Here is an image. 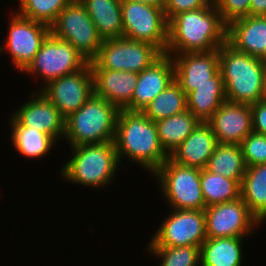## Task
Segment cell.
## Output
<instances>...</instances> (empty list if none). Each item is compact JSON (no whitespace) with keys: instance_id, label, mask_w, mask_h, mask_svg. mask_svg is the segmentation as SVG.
<instances>
[{"instance_id":"obj_15","label":"cell","mask_w":266,"mask_h":266,"mask_svg":"<svg viewBox=\"0 0 266 266\" xmlns=\"http://www.w3.org/2000/svg\"><path fill=\"white\" fill-rule=\"evenodd\" d=\"M175 81L187 95L195 86L224 84L219 70V49L208 52H188L171 56Z\"/></svg>"},{"instance_id":"obj_19","label":"cell","mask_w":266,"mask_h":266,"mask_svg":"<svg viewBox=\"0 0 266 266\" xmlns=\"http://www.w3.org/2000/svg\"><path fill=\"white\" fill-rule=\"evenodd\" d=\"M218 142L206 122H200L192 133L172 152L169 159L177 164L205 169Z\"/></svg>"},{"instance_id":"obj_31","label":"cell","mask_w":266,"mask_h":266,"mask_svg":"<svg viewBox=\"0 0 266 266\" xmlns=\"http://www.w3.org/2000/svg\"><path fill=\"white\" fill-rule=\"evenodd\" d=\"M18 15L51 26L73 0H18Z\"/></svg>"},{"instance_id":"obj_10","label":"cell","mask_w":266,"mask_h":266,"mask_svg":"<svg viewBox=\"0 0 266 266\" xmlns=\"http://www.w3.org/2000/svg\"><path fill=\"white\" fill-rule=\"evenodd\" d=\"M88 63L69 42L49 33L23 73L43 78L45 86L51 80L80 71Z\"/></svg>"},{"instance_id":"obj_9","label":"cell","mask_w":266,"mask_h":266,"mask_svg":"<svg viewBox=\"0 0 266 266\" xmlns=\"http://www.w3.org/2000/svg\"><path fill=\"white\" fill-rule=\"evenodd\" d=\"M121 13L124 38L150 43L165 54L168 21L163 8L121 0Z\"/></svg>"},{"instance_id":"obj_22","label":"cell","mask_w":266,"mask_h":266,"mask_svg":"<svg viewBox=\"0 0 266 266\" xmlns=\"http://www.w3.org/2000/svg\"><path fill=\"white\" fill-rule=\"evenodd\" d=\"M98 34L104 39L123 38L121 0H79Z\"/></svg>"},{"instance_id":"obj_37","label":"cell","mask_w":266,"mask_h":266,"mask_svg":"<svg viewBox=\"0 0 266 266\" xmlns=\"http://www.w3.org/2000/svg\"><path fill=\"white\" fill-rule=\"evenodd\" d=\"M249 15L266 16V0H251Z\"/></svg>"},{"instance_id":"obj_32","label":"cell","mask_w":266,"mask_h":266,"mask_svg":"<svg viewBox=\"0 0 266 266\" xmlns=\"http://www.w3.org/2000/svg\"><path fill=\"white\" fill-rule=\"evenodd\" d=\"M147 250L161 260L159 266H201L199 246L149 247Z\"/></svg>"},{"instance_id":"obj_17","label":"cell","mask_w":266,"mask_h":266,"mask_svg":"<svg viewBox=\"0 0 266 266\" xmlns=\"http://www.w3.org/2000/svg\"><path fill=\"white\" fill-rule=\"evenodd\" d=\"M206 123L218 143L240 145L253 132L251 105L225 101Z\"/></svg>"},{"instance_id":"obj_20","label":"cell","mask_w":266,"mask_h":266,"mask_svg":"<svg viewBox=\"0 0 266 266\" xmlns=\"http://www.w3.org/2000/svg\"><path fill=\"white\" fill-rule=\"evenodd\" d=\"M94 94L124 110L132 101L138 73L109 69H91Z\"/></svg>"},{"instance_id":"obj_21","label":"cell","mask_w":266,"mask_h":266,"mask_svg":"<svg viewBox=\"0 0 266 266\" xmlns=\"http://www.w3.org/2000/svg\"><path fill=\"white\" fill-rule=\"evenodd\" d=\"M227 43L235 50L262 58L266 52V16H247L227 26Z\"/></svg>"},{"instance_id":"obj_18","label":"cell","mask_w":266,"mask_h":266,"mask_svg":"<svg viewBox=\"0 0 266 266\" xmlns=\"http://www.w3.org/2000/svg\"><path fill=\"white\" fill-rule=\"evenodd\" d=\"M175 80L172 57L163 54L150 67L138 73L131 103L124 109L140 111Z\"/></svg>"},{"instance_id":"obj_29","label":"cell","mask_w":266,"mask_h":266,"mask_svg":"<svg viewBox=\"0 0 266 266\" xmlns=\"http://www.w3.org/2000/svg\"><path fill=\"white\" fill-rule=\"evenodd\" d=\"M242 180H233L201 169L200 183L205 206L233 201L241 197Z\"/></svg>"},{"instance_id":"obj_6","label":"cell","mask_w":266,"mask_h":266,"mask_svg":"<svg viewBox=\"0 0 266 266\" xmlns=\"http://www.w3.org/2000/svg\"><path fill=\"white\" fill-rule=\"evenodd\" d=\"M152 176L158 181L157 185L170 209L206 208L200 183L201 169L183 166L168 158Z\"/></svg>"},{"instance_id":"obj_39","label":"cell","mask_w":266,"mask_h":266,"mask_svg":"<svg viewBox=\"0 0 266 266\" xmlns=\"http://www.w3.org/2000/svg\"><path fill=\"white\" fill-rule=\"evenodd\" d=\"M262 100L266 101V68H265L264 80H263V85H262Z\"/></svg>"},{"instance_id":"obj_8","label":"cell","mask_w":266,"mask_h":266,"mask_svg":"<svg viewBox=\"0 0 266 266\" xmlns=\"http://www.w3.org/2000/svg\"><path fill=\"white\" fill-rule=\"evenodd\" d=\"M50 33L69 42L88 62L97 55L103 38L79 0H73L57 16L50 26Z\"/></svg>"},{"instance_id":"obj_5","label":"cell","mask_w":266,"mask_h":266,"mask_svg":"<svg viewBox=\"0 0 266 266\" xmlns=\"http://www.w3.org/2000/svg\"><path fill=\"white\" fill-rule=\"evenodd\" d=\"M119 111L93 93L83 106L65 119L63 138L70 147L114 141Z\"/></svg>"},{"instance_id":"obj_28","label":"cell","mask_w":266,"mask_h":266,"mask_svg":"<svg viewBox=\"0 0 266 266\" xmlns=\"http://www.w3.org/2000/svg\"><path fill=\"white\" fill-rule=\"evenodd\" d=\"M11 142L15 151L26 158H40L50 153L56 140L41 131L35 130L27 126H10Z\"/></svg>"},{"instance_id":"obj_35","label":"cell","mask_w":266,"mask_h":266,"mask_svg":"<svg viewBox=\"0 0 266 266\" xmlns=\"http://www.w3.org/2000/svg\"><path fill=\"white\" fill-rule=\"evenodd\" d=\"M213 0H165L163 7L165 17L169 21L175 15L185 12L204 8L209 6Z\"/></svg>"},{"instance_id":"obj_25","label":"cell","mask_w":266,"mask_h":266,"mask_svg":"<svg viewBox=\"0 0 266 266\" xmlns=\"http://www.w3.org/2000/svg\"><path fill=\"white\" fill-rule=\"evenodd\" d=\"M199 123L200 121L189 110L155 121L161 146L170 154Z\"/></svg>"},{"instance_id":"obj_16","label":"cell","mask_w":266,"mask_h":266,"mask_svg":"<svg viewBox=\"0 0 266 266\" xmlns=\"http://www.w3.org/2000/svg\"><path fill=\"white\" fill-rule=\"evenodd\" d=\"M29 101L17 108L9 119V126H27L52 136L57 143L65 134V118L39 90L30 94Z\"/></svg>"},{"instance_id":"obj_40","label":"cell","mask_w":266,"mask_h":266,"mask_svg":"<svg viewBox=\"0 0 266 266\" xmlns=\"http://www.w3.org/2000/svg\"><path fill=\"white\" fill-rule=\"evenodd\" d=\"M261 60L266 65V52H265L264 56L261 58Z\"/></svg>"},{"instance_id":"obj_11","label":"cell","mask_w":266,"mask_h":266,"mask_svg":"<svg viewBox=\"0 0 266 266\" xmlns=\"http://www.w3.org/2000/svg\"><path fill=\"white\" fill-rule=\"evenodd\" d=\"M167 215L147 244L148 247H201L207 238L204 209H171Z\"/></svg>"},{"instance_id":"obj_14","label":"cell","mask_w":266,"mask_h":266,"mask_svg":"<svg viewBox=\"0 0 266 266\" xmlns=\"http://www.w3.org/2000/svg\"><path fill=\"white\" fill-rule=\"evenodd\" d=\"M38 90L43 93L66 119L93 95V75L88 63L73 74L51 80Z\"/></svg>"},{"instance_id":"obj_33","label":"cell","mask_w":266,"mask_h":266,"mask_svg":"<svg viewBox=\"0 0 266 266\" xmlns=\"http://www.w3.org/2000/svg\"><path fill=\"white\" fill-rule=\"evenodd\" d=\"M240 146L246 167L266 164V135L252 132Z\"/></svg>"},{"instance_id":"obj_13","label":"cell","mask_w":266,"mask_h":266,"mask_svg":"<svg viewBox=\"0 0 266 266\" xmlns=\"http://www.w3.org/2000/svg\"><path fill=\"white\" fill-rule=\"evenodd\" d=\"M207 238L246 237L262 225L240 197L204 209Z\"/></svg>"},{"instance_id":"obj_34","label":"cell","mask_w":266,"mask_h":266,"mask_svg":"<svg viewBox=\"0 0 266 266\" xmlns=\"http://www.w3.org/2000/svg\"><path fill=\"white\" fill-rule=\"evenodd\" d=\"M223 22H231L249 16L251 0H213Z\"/></svg>"},{"instance_id":"obj_30","label":"cell","mask_w":266,"mask_h":266,"mask_svg":"<svg viewBox=\"0 0 266 266\" xmlns=\"http://www.w3.org/2000/svg\"><path fill=\"white\" fill-rule=\"evenodd\" d=\"M187 110L186 94L174 80L142 111L152 121L162 120Z\"/></svg>"},{"instance_id":"obj_27","label":"cell","mask_w":266,"mask_h":266,"mask_svg":"<svg viewBox=\"0 0 266 266\" xmlns=\"http://www.w3.org/2000/svg\"><path fill=\"white\" fill-rule=\"evenodd\" d=\"M246 168L240 145L220 143L206 166L208 171L233 180H242Z\"/></svg>"},{"instance_id":"obj_7","label":"cell","mask_w":266,"mask_h":266,"mask_svg":"<svg viewBox=\"0 0 266 266\" xmlns=\"http://www.w3.org/2000/svg\"><path fill=\"white\" fill-rule=\"evenodd\" d=\"M163 53L154 45L127 38L104 39L91 69H109L140 73L157 61Z\"/></svg>"},{"instance_id":"obj_38","label":"cell","mask_w":266,"mask_h":266,"mask_svg":"<svg viewBox=\"0 0 266 266\" xmlns=\"http://www.w3.org/2000/svg\"><path fill=\"white\" fill-rule=\"evenodd\" d=\"M127 1H135V2H140L143 4H148L156 7H161L163 8L165 5V0H127Z\"/></svg>"},{"instance_id":"obj_24","label":"cell","mask_w":266,"mask_h":266,"mask_svg":"<svg viewBox=\"0 0 266 266\" xmlns=\"http://www.w3.org/2000/svg\"><path fill=\"white\" fill-rule=\"evenodd\" d=\"M241 198L249 211L264 224L266 220V164L249 166L242 178Z\"/></svg>"},{"instance_id":"obj_23","label":"cell","mask_w":266,"mask_h":266,"mask_svg":"<svg viewBox=\"0 0 266 266\" xmlns=\"http://www.w3.org/2000/svg\"><path fill=\"white\" fill-rule=\"evenodd\" d=\"M244 239L206 238L200 247L201 266H241Z\"/></svg>"},{"instance_id":"obj_3","label":"cell","mask_w":266,"mask_h":266,"mask_svg":"<svg viewBox=\"0 0 266 266\" xmlns=\"http://www.w3.org/2000/svg\"><path fill=\"white\" fill-rule=\"evenodd\" d=\"M265 68L261 58L239 52L227 42L223 44L219 48V70L227 101L252 105L262 100Z\"/></svg>"},{"instance_id":"obj_36","label":"cell","mask_w":266,"mask_h":266,"mask_svg":"<svg viewBox=\"0 0 266 266\" xmlns=\"http://www.w3.org/2000/svg\"><path fill=\"white\" fill-rule=\"evenodd\" d=\"M251 112L253 132L266 135V101L260 100L252 104Z\"/></svg>"},{"instance_id":"obj_1","label":"cell","mask_w":266,"mask_h":266,"mask_svg":"<svg viewBox=\"0 0 266 266\" xmlns=\"http://www.w3.org/2000/svg\"><path fill=\"white\" fill-rule=\"evenodd\" d=\"M227 42V25L214 1L207 7L181 12L168 21L165 54L208 52Z\"/></svg>"},{"instance_id":"obj_4","label":"cell","mask_w":266,"mask_h":266,"mask_svg":"<svg viewBox=\"0 0 266 266\" xmlns=\"http://www.w3.org/2000/svg\"><path fill=\"white\" fill-rule=\"evenodd\" d=\"M70 149L72 157L60 168V175L65 181L99 189L113 182L121 165L114 141L84 144Z\"/></svg>"},{"instance_id":"obj_12","label":"cell","mask_w":266,"mask_h":266,"mask_svg":"<svg viewBox=\"0 0 266 266\" xmlns=\"http://www.w3.org/2000/svg\"><path fill=\"white\" fill-rule=\"evenodd\" d=\"M14 13L9 20L6 41L3 45L0 44V54L7 51L12 59V66L23 72L39 51L43 40L50 33V27L26 19L15 11Z\"/></svg>"},{"instance_id":"obj_2","label":"cell","mask_w":266,"mask_h":266,"mask_svg":"<svg viewBox=\"0 0 266 266\" xmlns=\"http://www.w3.org/2000/svg\"><path fill=\"white\" fill-rule=\"evenodd\" d=\"M114 144L119 162L126 158L151 174L169 157L161 146L155 122L140 111H119Z\"/></svg>"},{"instance_id":"obj_26","label":"cell","mask_w":266,"mask_h":266,"mask_svg":"<svg viewBox=\"0 0 266 266\" xmlns=\"http://www.w3.org/2000/svg\"><path fill=\"white\" fill-rule=\"evenodd\" d=\"M227 101L224 84H203L186 95L187 110L200 122H207Z\"/></svg>"}]
</instances>
